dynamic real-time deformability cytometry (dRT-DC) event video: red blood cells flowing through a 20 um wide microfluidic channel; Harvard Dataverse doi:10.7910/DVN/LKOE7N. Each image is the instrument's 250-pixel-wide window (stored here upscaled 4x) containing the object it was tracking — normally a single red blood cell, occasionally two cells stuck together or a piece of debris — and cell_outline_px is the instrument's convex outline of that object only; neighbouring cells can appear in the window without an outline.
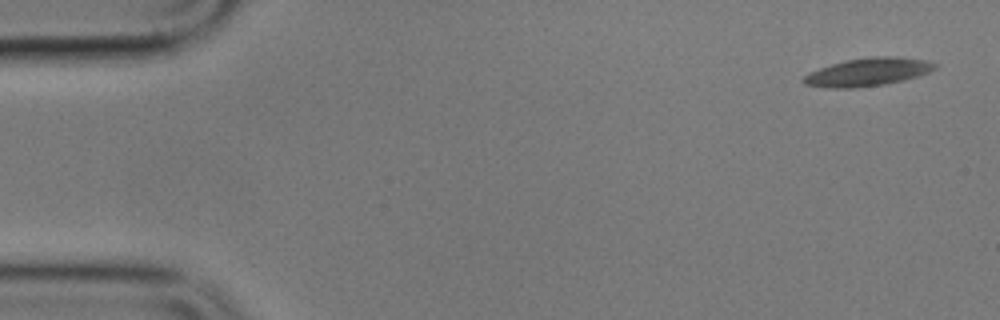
{"species": "common noctule bat (a hibernating species)", "species_latin": "Nyctalus noctula", "temperature_condition": "cold", "stored_images_in_passage": 4, "camera_frame_rate_fps": 3000, "um_per_image_px": 0.085, "animal": {"sex": "male", "body_mass_g": 17.9}, "frame": {"image": 1, "passage_image": 1, "time_ms": 0.0, "image_size_px": [1000, 320], "cell_outline_px": [[940, 64], [936, 68], [920, 76], [904, 80], [884, 84], [852, 88], [828, 88], [804, 84], [800, 80], [808, 72], [832, 64], [848, 60], [872, 56], [888, 56], [924, 60]], "centroid_in_image_um": [73.76, 6.13], "position_along_channel_um": 11.2, "area_um2": 21.39}}
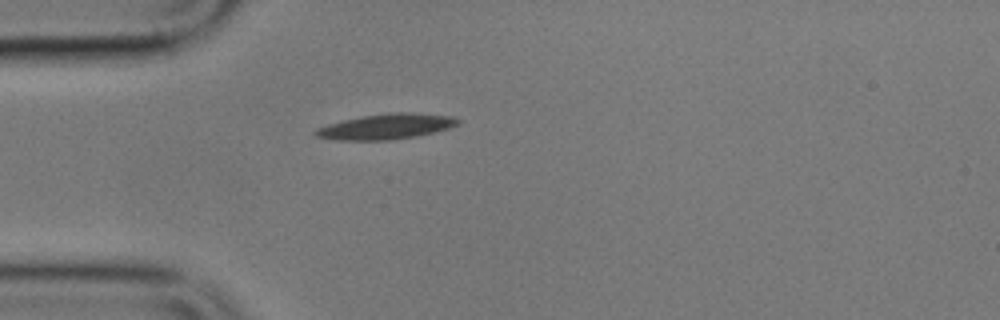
{"frame": {"image": 2, "passage_image": 4, "time_ms": 4.333, "image_size_px": [1000, 320], "cell_outline_px": [[460, 124], [436, 132], [416, 136], [388, 140], [340, 140], [316, 136], [312, 132], [316, 128], [328, 124], [360, 116], [388, 112], [412, 112], [452, 116], [460, 120]], "centroid_in_image_um": [32.84, 10.74], "position_along_channel_um": 52.2, "area_um2": 21.15}}